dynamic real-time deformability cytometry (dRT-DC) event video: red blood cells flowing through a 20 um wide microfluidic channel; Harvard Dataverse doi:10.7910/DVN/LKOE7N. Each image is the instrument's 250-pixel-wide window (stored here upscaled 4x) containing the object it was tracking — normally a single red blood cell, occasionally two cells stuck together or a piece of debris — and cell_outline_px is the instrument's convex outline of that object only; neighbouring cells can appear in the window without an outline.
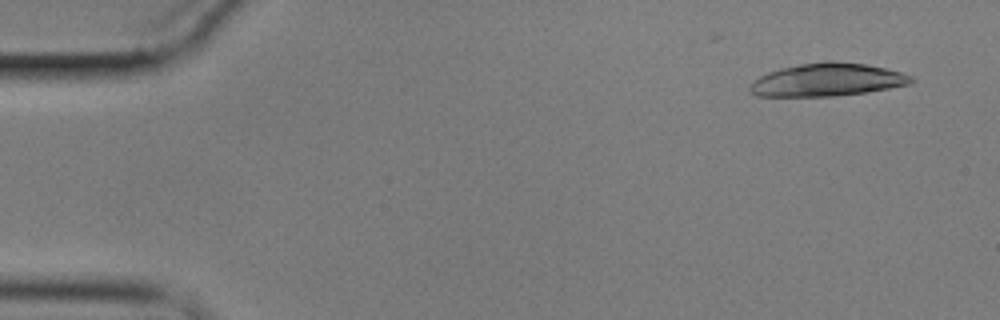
{"species": "common noctule bat (a hibernating species)", "species_latin": "Nyctalus noctula", "temperature_condition": "cold", "stored_images_in_passage": 15, "camera_frame_rate_fps": 3000, "um_per_image_px": 0.085, "animal": {"sex": "male", "body_mass_g": 17.9}, "frame": {"image": 1, "passage_image": 4, "time_ms": 1.0, "image_size_px": [1000, 320], "cell_outline_px": [[916, 80], [908, 84], [868, 92], [836, 96], [756, 96], [748, 92], [748, 88], [760, 76], [768, 72], [780, 68], [800, 64], [824, 60], [832, 60], [864, 64], [884, 68], [900, 72], [912, 76]], "centroid_in_image_um": [70.3, 6.78], "position_along_channel_um": 14.7, "area_um2": 30.98}}